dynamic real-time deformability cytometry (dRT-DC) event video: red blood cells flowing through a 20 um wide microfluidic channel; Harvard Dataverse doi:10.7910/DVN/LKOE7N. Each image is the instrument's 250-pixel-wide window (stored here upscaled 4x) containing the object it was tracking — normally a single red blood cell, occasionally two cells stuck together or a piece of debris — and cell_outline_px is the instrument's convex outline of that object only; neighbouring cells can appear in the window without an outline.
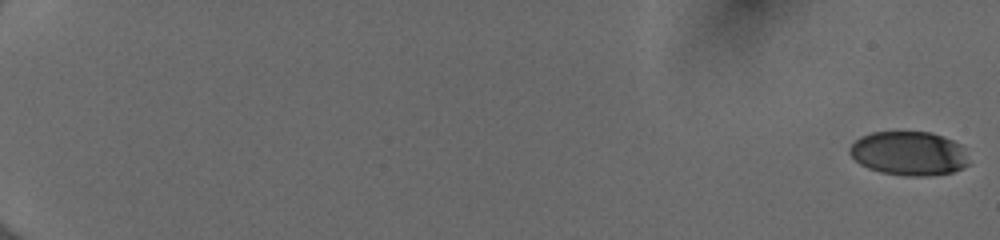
{"species": "human", "species_latin": "Homo sapiens", "temperature_condition": "cold", "stored_images_in_passage": 55, "camera_frame_rate_fps": 3000, "um_per_image_px": 0.085, "donor": {"sex": "female"}, "frame": {"image": 1, "passage_image": 1, "time_ms": 0.0, "image_size_px": [1000, 240], "cell_outline_px": [[968, 164], [964, 168], [952, 172], [928, 176], [904, 176], [880, 172], [868, 168], [860, 164], [848, 152], [848, 148], [860, 136], [872, 132], [932, 132], [952, 140], [960, 144]], "centroid_in_image_um": [77.22, 13.04], "position_along_channel_um": 7.8, "area_um2": 30.52}}
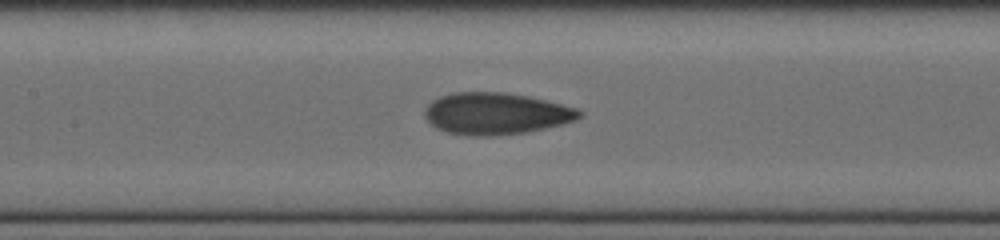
{"frame": {"image": 2, "passage_image": 30, "time_ms": 9.667, "image_size_px": [1000, 240], "cell_outline_px": [[584, 112], [576, 120], [564, 124], [524, 132], [492, 136], [472, 136], [448, 132], [436, 128], [424, 116], [424, 108], [432, 100], [440, 96], [452, 92], [508, 92], [528, 96], [580, 108]], "centroid_in_image_um": [42.17, 9.64], "position_along_channel_um": 165.2, "area_um2": 37.86}}
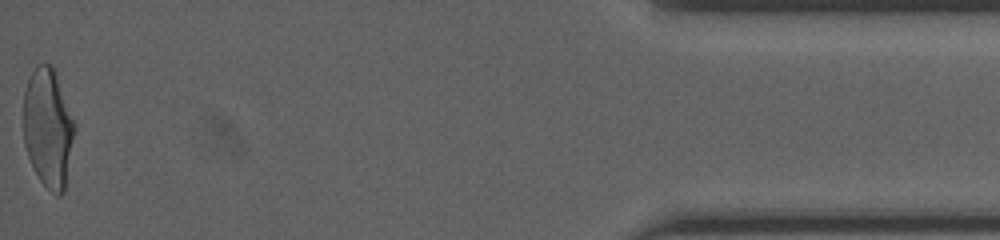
{"frame": {"image": 3, "passage_image": 55, "time_ms": 18.0, "image_size_px": [1000, 240], "cell_outline_px": [[76, 128], [64, 192], [60, 196], [56, 196], [40, 180], [28, 156], [24, 144], [24, 92], [28, 80], [36, 64], [52, 64], [76, 124]], "centroid_in_image_um": [4.1, 10.87], "position_along_channel_um": 431.1, "area_um2": 35.43}, "authors_computed_cell_mechanics": {"area_um2": 35.4314, "velocity_mm_per_s": 4.0323, "shape_relaxation_time_tau1_ms": 6.1807, "shape_relaxation_time_tau2_ms": 1.11, "deformation_change_tau1": 0.202, "deformation_change_tau2": 0.0739}}